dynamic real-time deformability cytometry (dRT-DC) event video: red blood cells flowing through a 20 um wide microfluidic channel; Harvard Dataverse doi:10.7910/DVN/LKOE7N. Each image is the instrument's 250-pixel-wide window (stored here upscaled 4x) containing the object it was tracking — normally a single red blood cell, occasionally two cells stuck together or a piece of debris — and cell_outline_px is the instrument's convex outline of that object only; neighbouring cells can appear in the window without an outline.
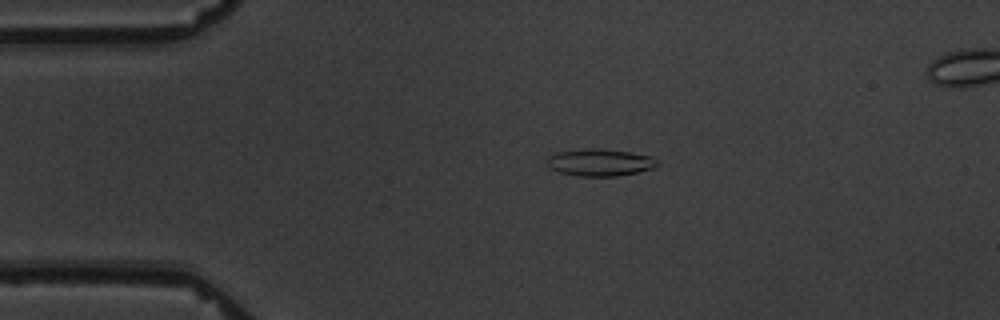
{"species": "common noctule bat (a hibernating species)", "species_latin": "Nyctalus noctula", "temperature_condition": "warm", "stored_images_in_passage": 5, "camera_frame_rate_fps": 3000, "um_per_image_px": 0.085, "animal": {"sex": "male", "body_mass_g": 19.5, "forearm_length_mm": 54.6}, "frame": {"image": 1, "passage_image": 4, "time_ms": 3.333, "image_size_px": [1000, 320], "cell_outline_px": [[660, 164], [652, 168], [636, 172], [616, 176], [576, 176], [560, 172], [548, 168], [548, 156], [556, 152], [592, 148], [600, 148], [628, 152], [652, 156], [660, 160]], "centroid_in_image_um": [51.01, 13.8], "position_along_channel_um": 34.0, "area_um2": 17.46}}